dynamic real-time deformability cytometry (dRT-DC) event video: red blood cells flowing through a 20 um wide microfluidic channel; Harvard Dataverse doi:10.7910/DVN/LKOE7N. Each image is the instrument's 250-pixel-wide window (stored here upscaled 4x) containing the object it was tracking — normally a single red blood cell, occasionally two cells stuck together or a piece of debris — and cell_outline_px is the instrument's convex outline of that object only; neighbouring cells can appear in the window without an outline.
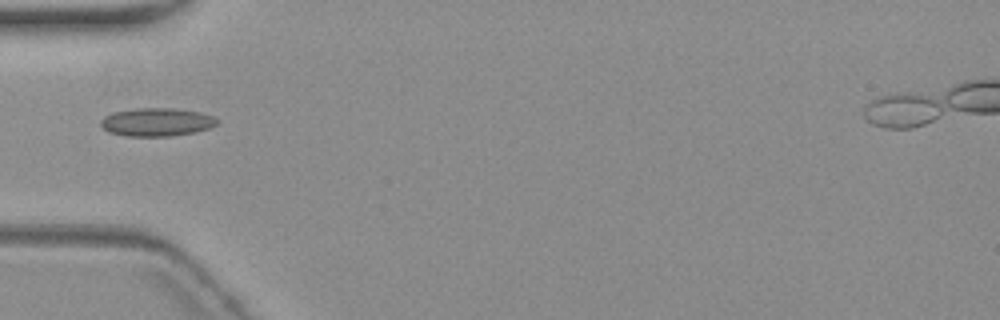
{"species": "common noctule bat (a hibernating species)", "species_latin": "Nyctalus noctula", "temperature_condition": "warm", "stored_images_in_passage": 5, "camera_frame_rate_fps": 3000, "um_per_image_px": 0.085, "animal": {"sex": "female", "body_mass_g": 19.3, "forearm_length_mm": 54.1}, "frame": {"image": 1, "passage_image": 3, "time_ms": 2.333, "image_size_px": [1000, 320], "cell_outline_px": [[220, 120], [216, 124], [208, 128], [196, 132], [172, 136], [128, 136], [108, 132], [100, 124], [100, 120], [104, 116], [112, 112], [136, 108], [172, 108], [200, 112], [212, 116]], "centroid_in_image_um": [13.3, 10.37], "position_along_channel_um": 71.7, "area_um2": 19.19}}
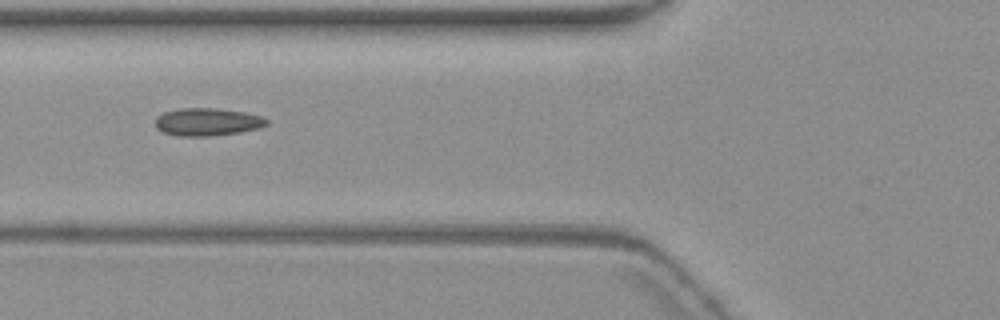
{"frame": {"image": 2, "passage_image": 4, "time_ms": 3.333, "image_size_px": [1000, 320], "cell_outline_px": [[268, 124], [260, 128], [240, 132], [212, 136], [176, 136], [160, 132], [156, 128], [156, 116], [164, 112], [180, 108], [216, 108], [244, 112], [260, 116], [268, 120]], "centroid_in_image_um": [17.59, 10.37], "position_along_channel_um": 108.2, "area_um2": 18.15}}
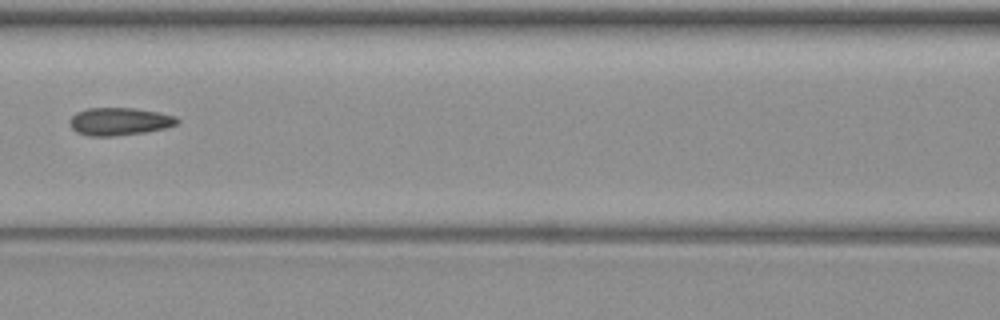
{"frame": {"image": 3, "passage_image": 5, "time_ms": 4.667, "image_size_px": [1000, 320], "cell_outline_px": [[180, 120], [176, 124], [164, 128], [144, 132], [112, 136], [88, 136], [76, 132], [72, 128], [72, 116], [76, 112], [88, 108], [136, 108], [160, 112], [176, 116]], "centroid_in_image_um": [10.18, 10.31], "position_along_channel_um": 156.4, "area_um2": 17.22}}